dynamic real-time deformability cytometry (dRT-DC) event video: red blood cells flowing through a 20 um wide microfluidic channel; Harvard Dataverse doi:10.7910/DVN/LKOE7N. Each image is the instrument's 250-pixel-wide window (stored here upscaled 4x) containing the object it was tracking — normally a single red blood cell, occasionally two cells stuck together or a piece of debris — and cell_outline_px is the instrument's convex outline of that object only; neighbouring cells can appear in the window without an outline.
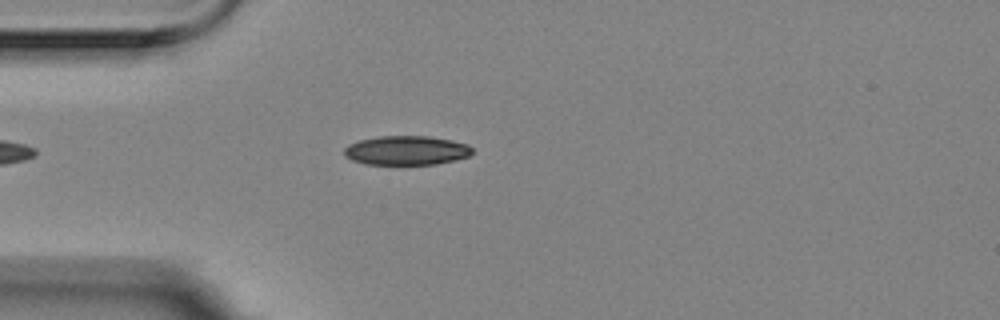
{"species": "Egyptian fruit bat (a non-hibernating species)", "species_latin": "Rousettus aegyptiacus", "temperature_condition": "room temperature", "stored_images_in_passage": 2, "camera_frame_rate_fps": 3000, "um_per_image_px": 0.085, "animal": {"sex": "female"}, "frame": {"image": 1, "passage_image": 1, "time_ms": 0.0, "image_size_px": [1000, 320], "cell_outline_px": [[472, 152], [468, 156], [456, 160], [436, 164], [364, 164], [352, 160], [344, 156], [344, 148], [348, 144], [360, 140], [380, 136], [428, 136], [452, 140], [468, 144], [472, 148]], "centroid_in_image_um": [34.54, 12.78], "position_along_channel_um": 50.5, "area_um2": 21.85}}